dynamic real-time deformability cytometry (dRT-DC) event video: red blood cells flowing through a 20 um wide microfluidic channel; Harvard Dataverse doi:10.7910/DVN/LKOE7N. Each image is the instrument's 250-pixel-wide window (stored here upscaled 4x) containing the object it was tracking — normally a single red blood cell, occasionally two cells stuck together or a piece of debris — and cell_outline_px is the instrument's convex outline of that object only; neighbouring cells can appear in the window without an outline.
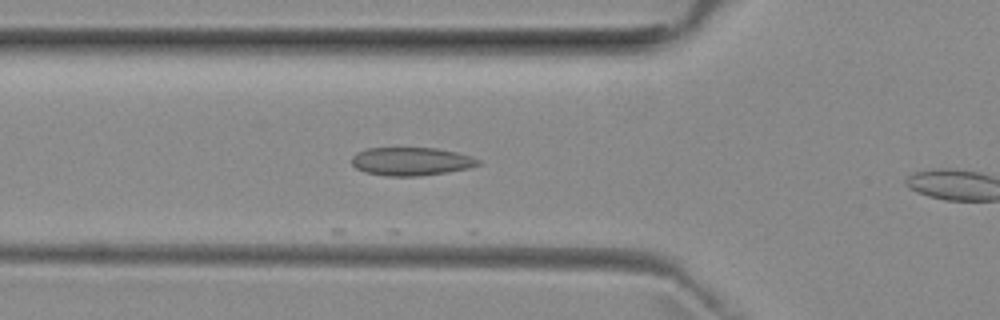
{"species": "common noctule bat (a hibernating species)", "species_latin": "Nyctalus noctula", "temperature_condition": "room temperature", "stored_images_in_passage": 11, "camera_frame_rate_fps": 3000, "um_per_image_px": 0.085, "animal": {"sex": "female", "body_mass_g": 29.2, "forearm_length_mm": 56.3}, "frame": {"image": 1, "passage_image": 10, "time_ms": 3.0, "image_size_px": [1000, 320], "cell_outline_px": [[480, 164], [468, 168], [448, 172], [416, 176], [388, 176], [364, 172], [356, 168], [352, 164], [352, 156], [356, 152], [364, 148], [436, 148], [456, 152], [472, 156], [480, 160]], "centroid_in_image_um": [34.93, 13.71], "position_along_channel_um": 90.9, "area_um2": 20.87}}